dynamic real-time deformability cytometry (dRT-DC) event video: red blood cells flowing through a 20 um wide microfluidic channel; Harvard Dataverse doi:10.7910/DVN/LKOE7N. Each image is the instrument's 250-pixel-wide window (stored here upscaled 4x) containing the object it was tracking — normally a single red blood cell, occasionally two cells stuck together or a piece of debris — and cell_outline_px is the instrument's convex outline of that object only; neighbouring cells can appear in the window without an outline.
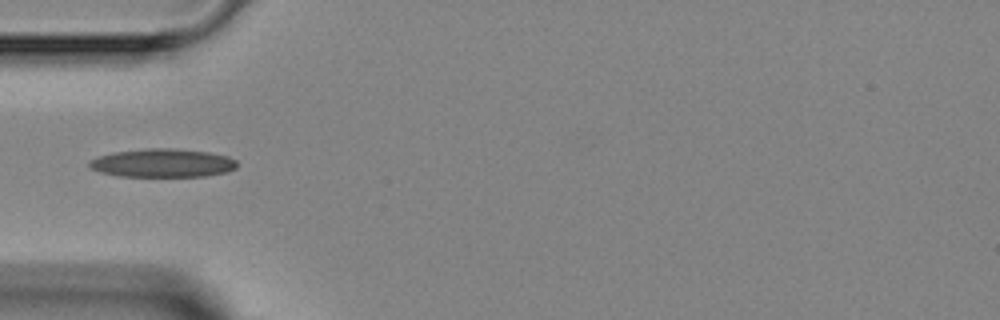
{"species": "Egyptian fruit bat (a non-hibernating species)", "species_latin": "Rousettus aegyptiacus", "temperature_condition": "room temperature", "stored_images_in_passage": 1, "camera_frame_rate_fps": 3000, "um_per_image_px": 0.085, "animal": {"sex": "female"}, "frame": {"image": 1, "passage_image": 1, "time_ms": 0.0, "image_size_px": [1000, 320], "cell_outline_px": [[236, 168], [228, 172], [204, 176], [120, 176], [100, 172], [88, 168], [88, 160], [112, 152], [144, 148], [172, 148], [208, 152], [228, 156], [236, 160]], "centroid_in_image_um": [13.79, 13.85], "position_along_channel_um": 71.2, "area_um2": 24.62}}